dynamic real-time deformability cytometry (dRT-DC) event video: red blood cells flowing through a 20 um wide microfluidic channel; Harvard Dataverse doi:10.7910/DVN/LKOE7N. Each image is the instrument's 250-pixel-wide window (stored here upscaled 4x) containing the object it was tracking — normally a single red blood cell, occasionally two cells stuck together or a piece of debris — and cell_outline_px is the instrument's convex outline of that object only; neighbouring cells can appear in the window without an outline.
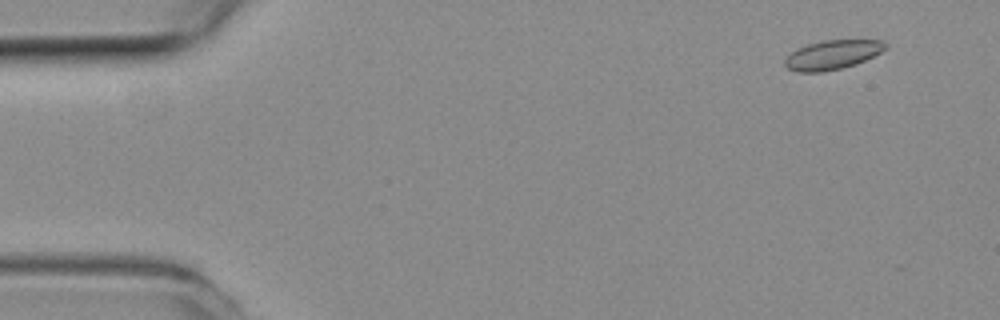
{"species": "common noctule bat (a hibernating species)", "species_latin": "Nyctalus noctula", "temperature_condition": "room temperature", "stored_images_in_passage": 53, "camera_frame_rate_fps": 3000, "um_per_image_px": 0.085, "animal": {"sex": "female", "body_mass_g": 19.3, "forearm_length_mm": 54.1}, "frame": {"image": 1, "passage_image": 4, "time_ms": 1.0, "image_size_px": [1000, 320], "cell_outline_px": [[888, 48], [856, 64], [840, 68], [820, 72], [796, 72], [788, 68], [784, 64], [784, 60], [792, 52], [808, 44], [824, 40], [880, 40], [888, 44]], "centroid_in_image_um": [70.77, 4.65], "position_along_channel_um": 14.2, "area_um2": 16.88}}
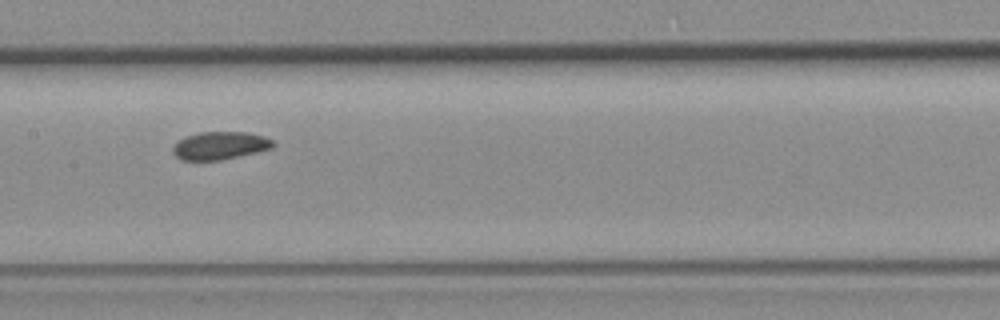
{"frame": {"image": 2, "passage_image": 26, "time_ms": 8.333, "image_size_px": [1000, 320], "cell_outline_px": [[276, 144], [272, 148], [220, 160], [180, 160], [172, 152], [172, 148], [176, 140], [184, 136], [200, 132], [248, 132], [264, 136], [272, 140]], "centroid_in_image_um": [18.65, 12.36], "position_along_channel_um": 188.8, "area_um2": 16.36}}
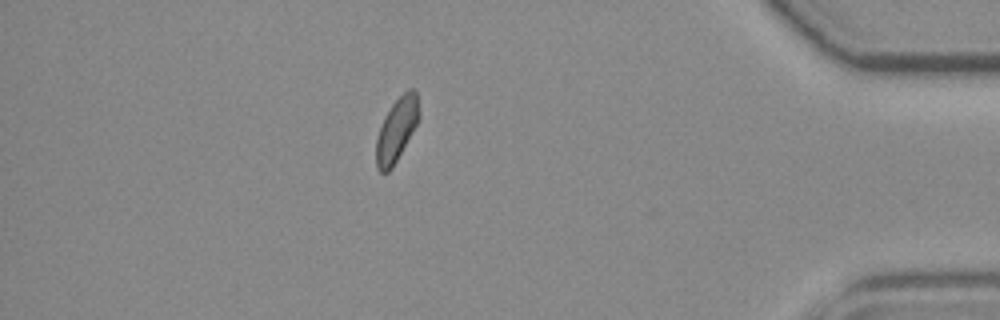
{"frame": {"image": 3, "passage_image": 46, "time_ms": 15.0, "image_size_px": [1000, 320], "cell_outline_px": [[420, 116], [412, 132], [392, 168], [388, 172], [380, 172], [376, 168], [376, 140], [380, 128], [392, 104], [408, 88], [412, 88], [416, 92], [420, 112]], "centroid_in_image_um": [33.71, 11.03], "position_along_channel_um": 401.5, "area_um2": 15.49}, "authors_computed_cell_mechanics": {"area_um2": 16.6464, "velocity_mm_per_s": 3.886, "shape_relaxation_time_tau1_ms": 10.5035, "shape_relaxation_time_tau2_ms": 2.7717, "deformation_change_tau1": 0.1254, "deformation_change_tau2": 0.081}}